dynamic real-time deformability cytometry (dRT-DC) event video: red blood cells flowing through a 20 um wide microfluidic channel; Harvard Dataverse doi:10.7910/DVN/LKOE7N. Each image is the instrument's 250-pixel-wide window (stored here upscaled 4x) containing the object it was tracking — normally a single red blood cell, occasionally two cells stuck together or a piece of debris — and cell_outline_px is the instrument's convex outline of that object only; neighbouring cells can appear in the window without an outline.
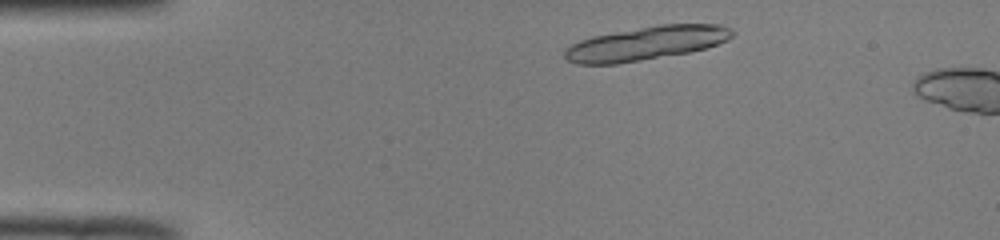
{"species": "common noctule bat (a hibernating species)", "species_latin": "Nyctalus noctula", "temperature_condition": "room temperature", "stored_images_in_passage": 8, "camera_frame_rate_fps": 3000, "um_per_image_px": 0.085, "animal": {"sex": "male", "body_mass_g": 19.0, "forearm_length_mm": 50.8}, "frame": {"image": 1, "passage_image": 4, "time_ms": 1.0, "image_size_px": [1000, 240], "cell_outline_px": [[732, 36], [728, 40], [704, 48], [688, 52], [616, 64], [576, 64], [568, 60], [564, 56], [564, 48], [580, 40], [592, 36], [660, 24], [720, 24], [732, 28]], "centroid_in_image_um": [54.9, 3.67], "position_along_channel_um": 30.1, "area_um2": 32.66}}